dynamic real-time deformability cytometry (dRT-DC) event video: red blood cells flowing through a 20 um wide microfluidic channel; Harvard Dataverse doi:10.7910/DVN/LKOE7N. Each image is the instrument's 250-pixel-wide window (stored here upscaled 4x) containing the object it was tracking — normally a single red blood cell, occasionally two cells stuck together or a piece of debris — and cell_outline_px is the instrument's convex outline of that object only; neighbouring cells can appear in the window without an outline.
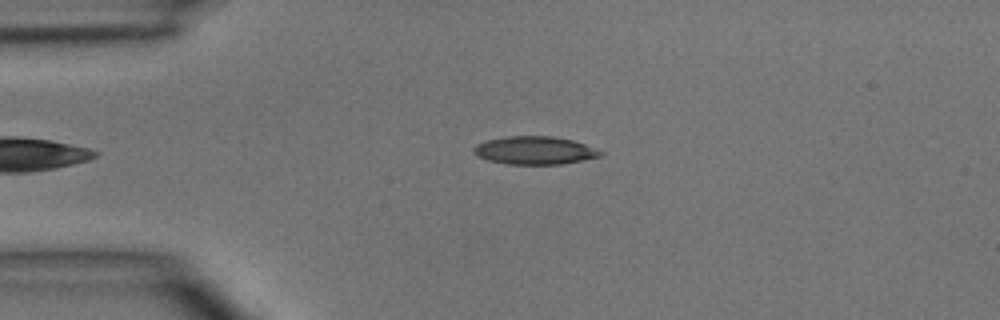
{"species": "common noctule bat (a hibernating species)", "species_latin": "Nyctalus noctula", "temperature_condition": "room temperature", "stored_images_in_passage": 4, "camera_frame_rate_fps": 3000, "um_per_image_px": 0.085, "animal": {"sex": "male", "body_mass_g": 15.6}, "frame": {"image": 1, "passage_image": 3, "time_ms": 3.333, "image_size_px": [1000, 320], "cell_outline_px": [[604, 152], [600, 156], [584, 160], [560, 164], [508, 164], [488, 160], [476, 156], [472, 152], [472, 148], [476, 144], [484, 140], [508, 136], [552, 136], [572, 140], [596, 148]], "centroid_in_image_um": [45.41, 12.78], "position_along_channel_um": 39.6, "area_um2": 20.81}}